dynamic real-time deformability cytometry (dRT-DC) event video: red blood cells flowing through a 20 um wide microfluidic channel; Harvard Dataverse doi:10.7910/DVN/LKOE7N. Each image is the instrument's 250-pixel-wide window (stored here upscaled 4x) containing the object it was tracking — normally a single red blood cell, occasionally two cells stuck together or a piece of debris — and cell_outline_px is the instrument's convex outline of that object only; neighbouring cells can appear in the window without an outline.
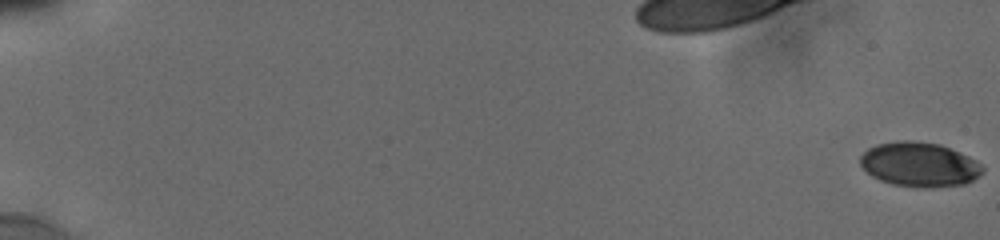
{"species": "human", "species_latin": "Homo sapiens", "temperature_condition": "cold", "stored_images_in_passage": 19, "camera_frame_rate_fps": 3000, "um_per_image_px": 0.085, "donor": {"sex": "male"}, "frame": {"image": 1, "passage_image": 1, "time_ms": 0.0, "image_size_px": [1000, 240], "cell_outline_px": [[984, 172], [972, 180], [964, 184], [928, 188], [924, 188], [892, 184], [880, 180], [872, 176], [860, 164], [860, 156], [868, 148], [876, 144], [900, 140], [912, 140], [940, 144], [968, 156], [976, 160], [984, 168]], "centroid_in_image_um": [78.15, 13.98], "position_along_channel_um": 6.9, "area_um2": 31.73}}
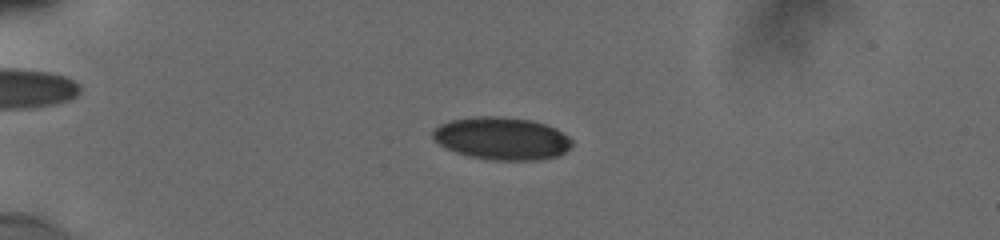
{"frame": {"image": 2, "passage_image": 13, "time_ms": 5.333, "image_size_px": [1000, 240], "cell_outline_px": [[572, 144], [564, 152], [556, 156], [536, 160], [492, 160], [468, 156], [456, 152], [440, 144], [432, 136], [432, 132], [440, 124], [452, 120], [472, 116], [500, 116], [528, 120], [544, 124], [556, 128], [568, 136], [572, 140]], "centroid_in_image_um": [42.65, 11.76], "position_along_channel_um": 42.4, "area_um2": 34.28}}
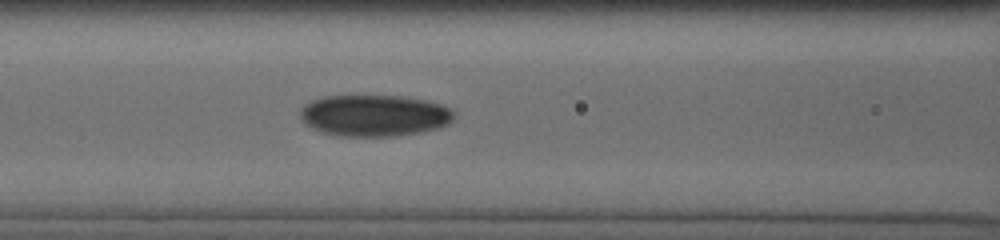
{"frame": {"image": 3, "passage_image": 19, "time_ms": 9.0, "image_size_px": [1000, 240], "cell_outline_px": [[456, 116], [448, 124], [440, 128], [420, 132], [396, 136], [336, 136], [324, 132], [304, 124], [300, 116], [300, 108], [304, 104], [312, 100], [324, 96], [400, 96], [428, 100], [452, 108], [456, 112]], "centroid_in_image_um": [31.85, 9.82], "position_along_channel_um": 134.8, "area_um2": 37.57}}